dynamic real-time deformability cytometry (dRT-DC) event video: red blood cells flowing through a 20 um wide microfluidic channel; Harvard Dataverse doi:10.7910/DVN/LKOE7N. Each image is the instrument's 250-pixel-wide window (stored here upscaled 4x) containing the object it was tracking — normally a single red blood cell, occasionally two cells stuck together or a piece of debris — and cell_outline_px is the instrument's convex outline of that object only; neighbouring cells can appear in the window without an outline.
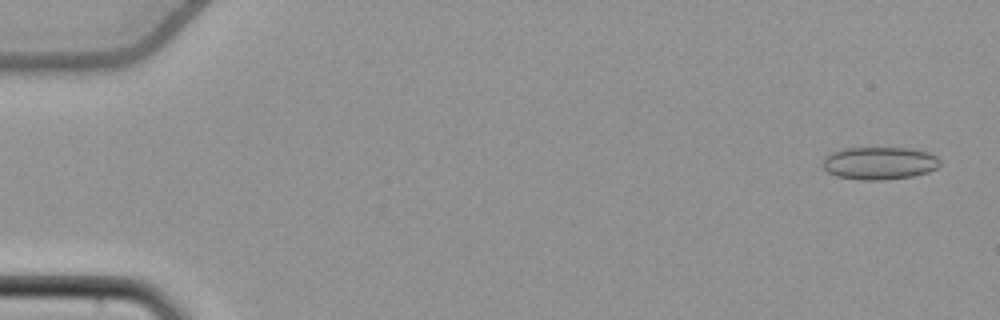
{"species": "common noctule bat (a hibernating species)", "species_latin": "Nyctalus noctula", "temperature_condition": "cold", "stored_images_in_passage": 55, "camera_frame_rate_fps": 3000, "um_per_image_px": 0.085, "animal": {"sex": "female", "body_mass_g": 22.7, "forearm_length_mm": 54.2}, "frame": {"image": 1, "passage_image": 3, "time_ms": 0.667, "image_size_px": [1000, 320], "cell_outline_px": [[940, 164], [936, 168], [928, 172], [912, 176], [884, 180], [860, 180], [836, 176], [828, 172], [824, 168], [824, 156], [832, 152], [844, 148], [908, 148], [928, 152], [936, 156], [940, 160]], "centroid_in_image_um": [74.75, 13.87], "position_along_channel_um": 10.3, "area_um2": 22.31}}
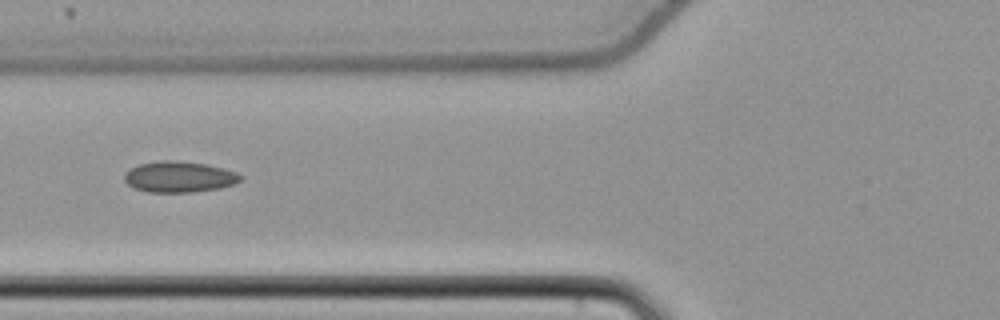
{"frame": {"image": 2, "passage_image": 23, "time_ms": 7.333, "image_size_px": [1000, 320], "cell_outline_px": [[244, 176], [236, 184], [220, 188], [192, 192], [148, 192], [132, 188], [124, 180], [124, 172], [128, 168], [140, 164], [160, 160], [172, 160], [208, 164], [224, 168], [236, 172]], "centroid_in_image_um": [15.22, 15.03], "position_along_channel_um": 110.6, "area_um2": 21.27}}
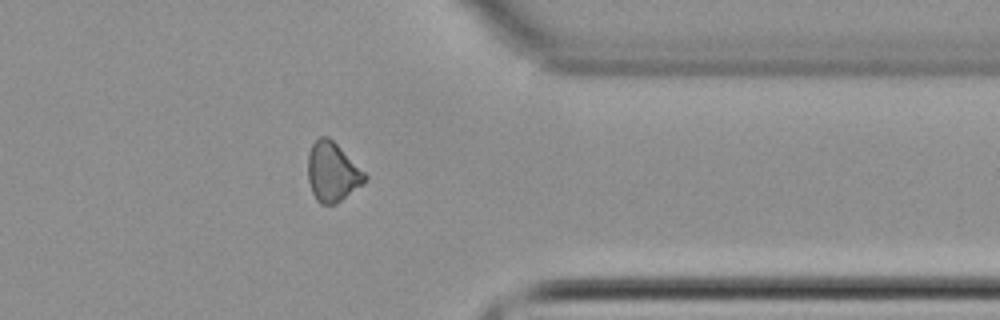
{"frame": {"image": 3, "passage_image": 45, "time_ms": 14.667, "image_size_px": [1000, 320], "cell_outline_px": [[368, 180], [364, 184], [336, 204], [320, 204], [316, 200], [312, 192], [308, 180], [308, 152], [312, 144], [320, 136], [328, 136], [368, 176]], "centroid_in_image_um": [28.25, 14.64], "position_along_channel_um": 383.2, "area_um2": 19.65}}